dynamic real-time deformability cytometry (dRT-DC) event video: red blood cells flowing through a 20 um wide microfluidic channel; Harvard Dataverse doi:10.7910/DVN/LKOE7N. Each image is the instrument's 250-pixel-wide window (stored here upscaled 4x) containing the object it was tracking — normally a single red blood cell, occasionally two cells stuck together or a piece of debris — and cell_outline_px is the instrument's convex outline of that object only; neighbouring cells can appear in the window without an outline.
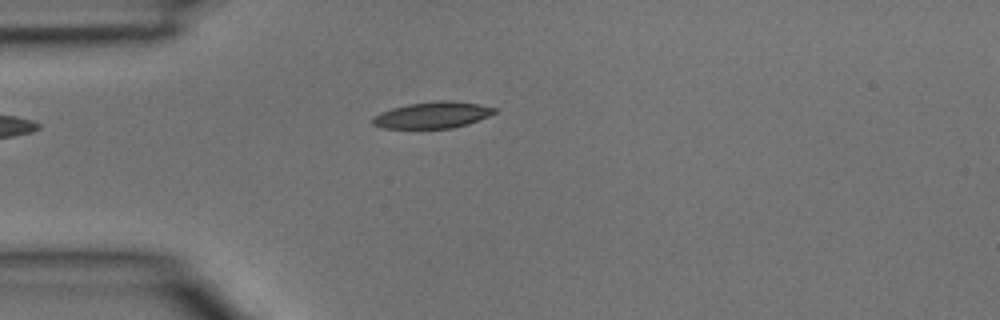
{"species": "common noctule bat (a hibernating species)", "species_latin": "Nyctalus noctula", "temperature_condition": "room temperature", "stored_images_in_passage": 1, "camera_frame_rate_fps": 3000, "um_per_image_px": 0.085, "animal": {"sex": "male", "body_mass_g": 15.6}, "frame": {"image": 1, "passage_image": 1, "time_ms": 0.0, "image_size_px": [1000, 320], "cell_outline_px": [[496, 112], [488, 116], [468, 124], [452, 128], [384, 128], [372, 124], [372, 116], [380, 112], [392, 108], [408, 104], [436, 100], [452, 100], [476, 104], [496, 108]], "centroid_in_image_um": [36.73, 9.77], "position_along_channel_um": 48.3, "area_um2": 18.73}}